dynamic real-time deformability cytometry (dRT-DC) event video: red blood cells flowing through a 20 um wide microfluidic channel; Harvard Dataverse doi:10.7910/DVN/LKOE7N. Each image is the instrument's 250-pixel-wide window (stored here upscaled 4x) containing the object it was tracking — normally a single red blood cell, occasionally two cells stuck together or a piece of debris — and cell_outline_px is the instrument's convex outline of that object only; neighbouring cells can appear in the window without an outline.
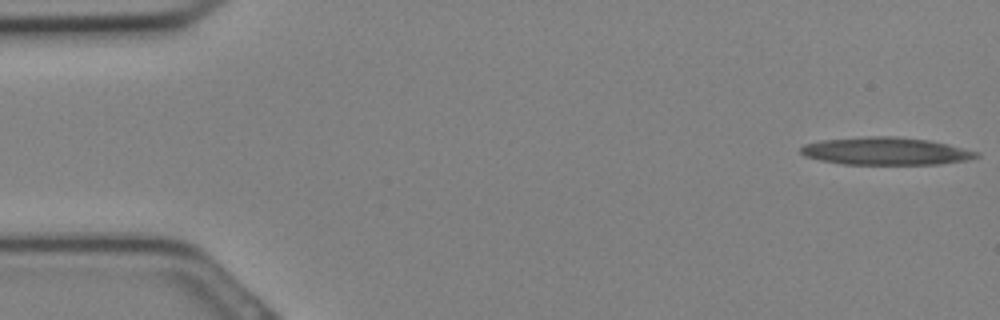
{"species": "Egyptian fruit bat (a non-hibernating species)", "species_latin": "Rousettus aegyptiacus", "temperature_condition": "cold", "stored_images_in_passage": 14, "camera_frame_rate_fps": 3000, "um_per_image_px": 0.085, "animal": {"sex": "female"}, "frame": {"image": 1, "passage_image": 1, "time_ms": 0.0, "image_size_px": [1000, 320], "cell_outline_px": [[980, 156], [968, 160], [940, 164], [840, 164], [820, 160], [804, 156], [800, 152], [800, 148], [804, 144], [824, 140], [868, 136], [896, 136], [928, 140], [948, 144], [980, 152]], "centroid_in_image_um": [75.31, 12.85], "position_along_channel_um": 9.7, "area_um2": 28.32}}